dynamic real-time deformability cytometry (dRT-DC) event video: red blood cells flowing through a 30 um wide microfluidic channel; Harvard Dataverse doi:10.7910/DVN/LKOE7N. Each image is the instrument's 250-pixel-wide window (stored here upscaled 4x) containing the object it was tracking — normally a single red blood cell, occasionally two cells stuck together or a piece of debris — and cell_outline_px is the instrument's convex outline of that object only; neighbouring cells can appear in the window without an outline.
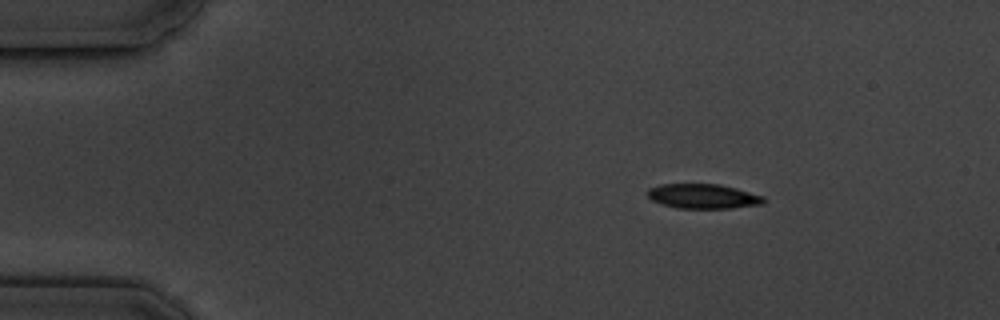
{"species": "common noctule bat (a hibernating species)", "species_latin": "Nyctalus noctula", "temperature_condition": "cold", "stored_images_in_passage": 5, "camera_frame_rate_fps": 3000, "um_per_image_px": 0.085, "animal": {"sex": "male", "body_mass_g": 19.5, "forearm_length_mm": 54.6}, "frame": {"image": 1, "passage_image": 2, "time_ms": 1.333, "image_size_px": [1000, 320], "cell_outline_px": [[764, 204], [732, 208], [676, 208], [660, 204], [652, 200], [648, 196], [648, 188], [660, 184], [716, 184], [736, 188], [764, 196]], "centroid_in_image_um": [59.75, 16.68], "position_along_channel_um": 25.3, "area_um2": 16.7}}
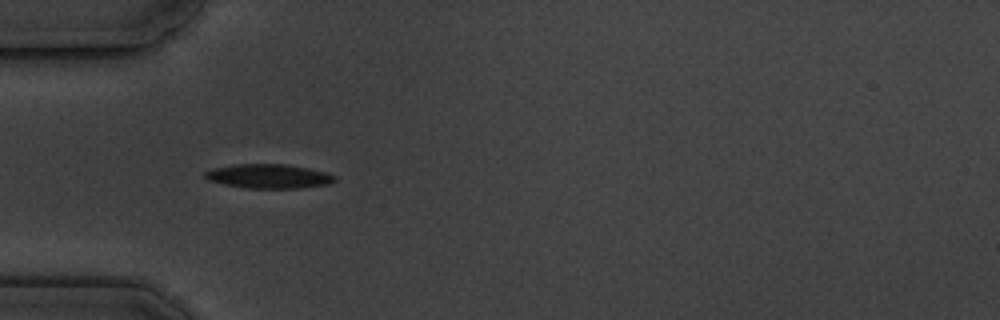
{"frame": {"image": 2, "passage_image": 4, "time_ms": 4.333, "image_size_px": [1000, 320], "cell_outline_px": [[336, 180], [328, 184], [296, 188], [248, 188], [208, 180], [204, 176], [204, 172], [212, 168], [232, 164], [288, 164], [328, 172], [336, 176]], "centroid_in_image_um": [22.86, 14.96], "position_along_channel_um": 62.1, "area_um2": 18.26}}